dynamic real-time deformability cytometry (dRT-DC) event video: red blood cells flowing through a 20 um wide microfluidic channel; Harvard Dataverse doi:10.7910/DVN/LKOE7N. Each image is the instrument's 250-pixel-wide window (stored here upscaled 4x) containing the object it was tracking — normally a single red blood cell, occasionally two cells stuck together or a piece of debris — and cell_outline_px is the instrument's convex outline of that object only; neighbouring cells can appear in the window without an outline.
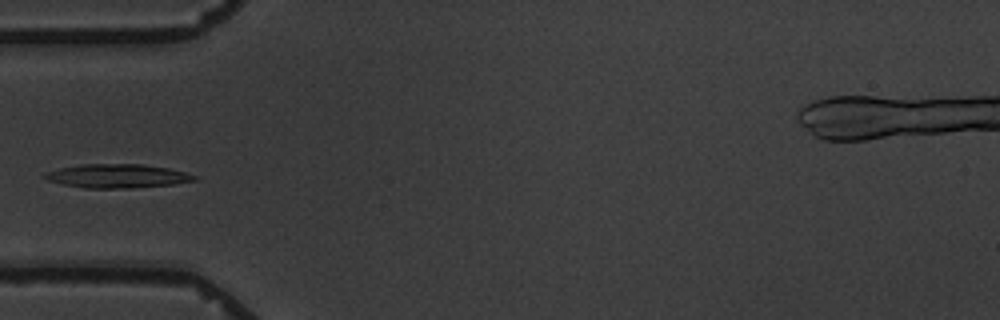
{"species": "common noctule bat (a hibernating species)", "species_latin": "Nyctalus noctula", "temperature_condition": "warm", "stored_images_in_passage": 6, "camera_frame_rate_fps": 3000, "um_per_image_px": 0.085, "animal": {"sex": "male", "body_mass_g": 19.5, "forearm_length_mm": 54.6}, "frame": {"image": 1, "passage_image": 6, "time_ms": 5.667, "image_size_px": [1000, 320], "cell_outline_px": [[200, 180], [172, 184], [132, 188], [84, 188], [64, 184], [48, 180], [40, 176], [48, 172], [60, 168], [80, 164], [144, 164], [168, 168], [200, 176]], "centroid_in_image_um": [10.02, 14.96], "position_along_channel_um": 75.0, "area_um2": 20.81}}